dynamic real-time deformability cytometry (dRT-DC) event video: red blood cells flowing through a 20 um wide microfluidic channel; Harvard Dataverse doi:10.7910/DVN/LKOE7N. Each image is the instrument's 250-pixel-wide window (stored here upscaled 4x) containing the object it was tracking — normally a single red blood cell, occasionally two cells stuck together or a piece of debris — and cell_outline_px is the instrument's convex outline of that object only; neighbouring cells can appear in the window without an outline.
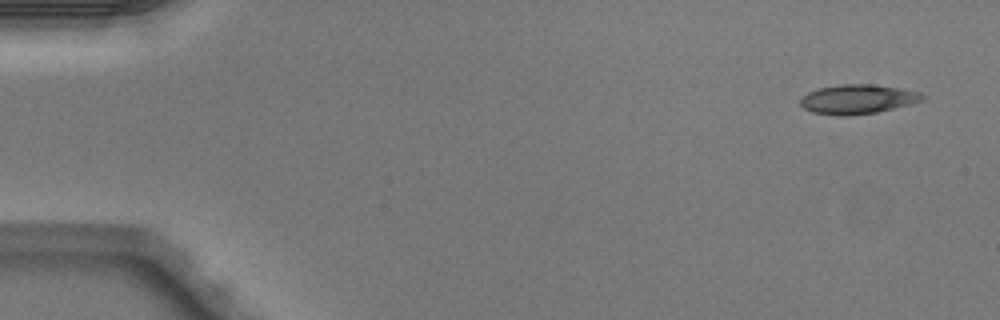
{"species": "Egyptian fruit bat (a non-hibernating species)", "species_latin": "Rousettus aegyptiacus", "temperature_condition": "warm", "stored_images_in_passage": 5, "camera_frame_rate_fps": 3000, "um_per_image_px": 0.085, "animal": {"sex": "male"}, "frame": {"image": 1, "passage_image": 1, "time_ms": 0.0, "image_size_px": [1000, 320], "cell_outline_px": [[924, 100], [912, 104], [876, 112], [848, 116], [840, 116], [812, 112], [804, 108], [800, 104], [800, 96], [816, 88], [840, 84], [872, 84], [900, 88], [920, 92], [924, 96]], "centroid_in_image_um": [72.88, 8.43], "position_along_channel_um": 12.1, "area_um2": 21.1}}
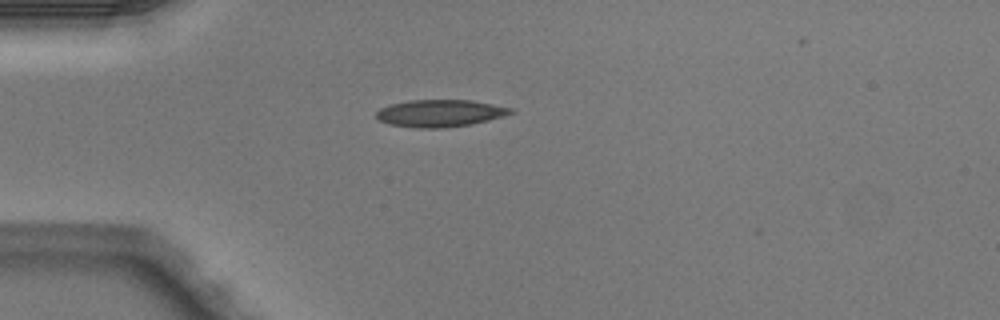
{"frame": {"image": 2, "passage_image": 4, "time_ms": 1.0, "image_size_px": [1000, 320], "cell_outline_px": [[516, 112], [488, 120], [472, 124], [444, 128], [416, 128], [388, 124], [380, 120], [376, 116], [376, 112], [380, 108], [392, 104], [408, 100], [472, 100], [512, 108]], "centroid_in_image_um": [37.4, 9.63], "position_along_channel_um": 47.6, "area_um2": 21.27}}